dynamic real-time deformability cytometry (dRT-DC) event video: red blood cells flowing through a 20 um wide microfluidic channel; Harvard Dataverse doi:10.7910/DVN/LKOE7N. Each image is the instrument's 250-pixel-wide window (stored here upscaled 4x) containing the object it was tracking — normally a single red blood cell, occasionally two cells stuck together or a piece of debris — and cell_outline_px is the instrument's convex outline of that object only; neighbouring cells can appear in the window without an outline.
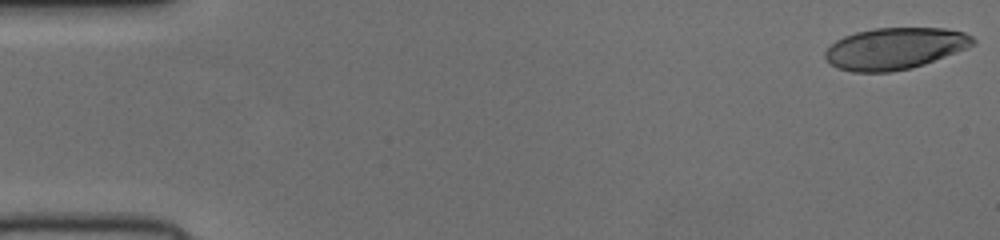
{"species": "human", "species_latin": "Homo sapiens", "temperature_condition": "cold", "stored_images_in_passage": 52, "camera_frame_rate_fps": 3000, "um_per_image_px": 0.085, "donor": {"sex": "female"}, "frame": {"image": 1, "passage_image": 1, "time_ms": 0.0, "image_size_px": [1000, 240], "cell_outline_px": [[976, 40], [968, 48], [924, 64], [912, 68], [892, 72], [852, 72], [836, 68], [824, 56], [824, 52], [836, 40], [844, 36], [856, 32], [876, 28], [944, 28], [964, 32], [972, 36]], "centroid_in_image_um": [76.06, 4.13], "position_along_channel_um": 8.9, "area_um2": 35.84}}
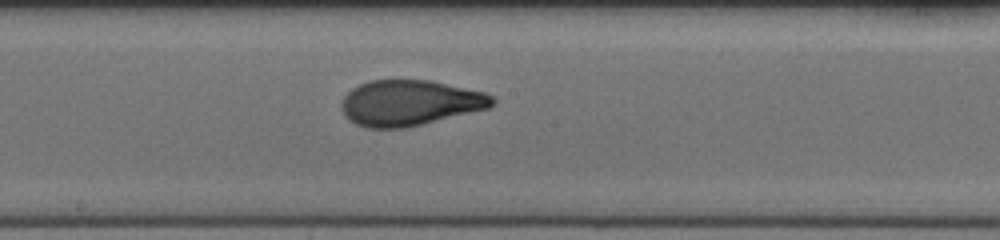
{"frame": {"image": 2, "passage_image": 28, "time_ms": 9.0, "image_size_px": [1000, 240], "cell_outline_px": [[496, 100], [488, 108], [404, 128], [368, 128], [356, 124], [340, 108], [340, 104], [344, 96], [352, 88], [368, 80], [432, 80], [484, 92], [492, 96]], "centroid_in_image_um": [34.82, 8.73], "position_along_channel_um": 213.4, "area_um2": 39.77}}
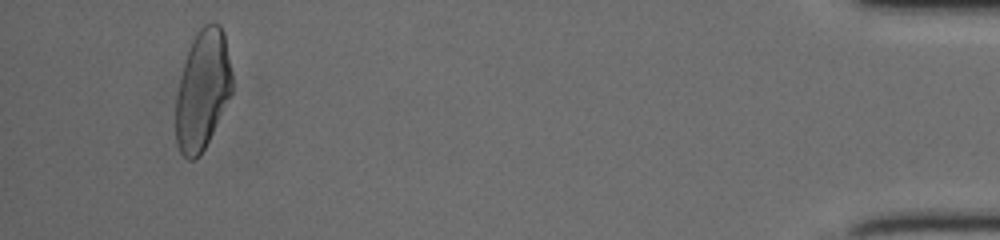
{"frame": {"image": 3, "passage_image": 49, "time_ms": 16.0, "image_size_px": [1000, 240], "cell_outline_px": [[232, 92], [204, 148], [192, 160], [188, 160], [180, 152], [176, 144], [176, 96], [184, 64], [192, 40], [196, 32], [204, 24], [220, 24], [224, 32], [232, 72]], "centroid_in_image_um": [17.22, 7.62], "position_along_channel_um": 418.0, "area_um2": 38.67}}